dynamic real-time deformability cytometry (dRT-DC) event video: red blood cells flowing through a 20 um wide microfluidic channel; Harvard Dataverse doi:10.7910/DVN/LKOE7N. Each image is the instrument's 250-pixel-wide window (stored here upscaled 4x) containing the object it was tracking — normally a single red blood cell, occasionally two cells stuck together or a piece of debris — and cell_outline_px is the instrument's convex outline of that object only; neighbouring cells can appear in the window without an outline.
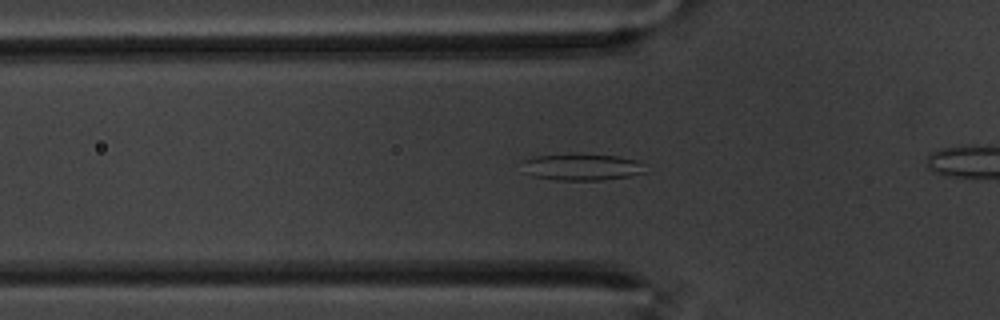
{"species": "common noctule bat (a hibernating species)", "species_latin": "Nyctalus noctula", "temperature_condition": "warm", "stored_images_in_passage": 33, "segment_of_instrument_passage": [1, 2], "camera_frame_rate_fps": 3000, "um_per_image_px": 0.085, "animal": {"sex": "male", "body_mass_g": 20.1, "forearm_length_mm": 53.5}, "frame": {"image": 1, "passage_image": 5, "time_ms": 1.333, "image_size_px": [1000, 320], "cell_outline_px": [[648, 172], [632, 176], [600, 180], [556, 180], [532, 176], [528, 172], [524, 160], [536, 156], [568, 152], [616, 156], [636, 160]], "centroid_in_image_um": [49.5, 14.18], "position_along_channel_um": 76.3, "area_um2": 19.25}}
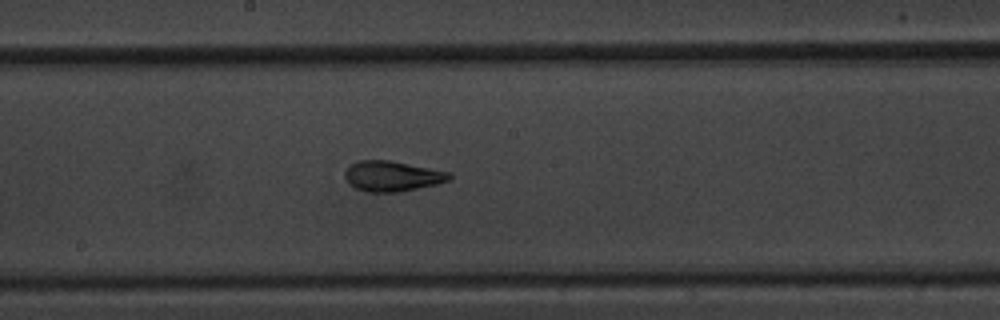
{"frame": {"image": 2, "passage_image": 17, "time_ms": 5.333, "image_size_px": [1000, 320], "cell_outline_px": [[452, 176], [448, 180], [436, 184], [400, 192], [368, 192], [356, 188], [348, 184], [344, 176], [344, 172], [352, 164], [360, 160], [392, 160], [452, 172]], "centroid_in_image_um": [33.35, 14.96], "position_along_channel_um": 214.9, "area_um2": 18.61}}
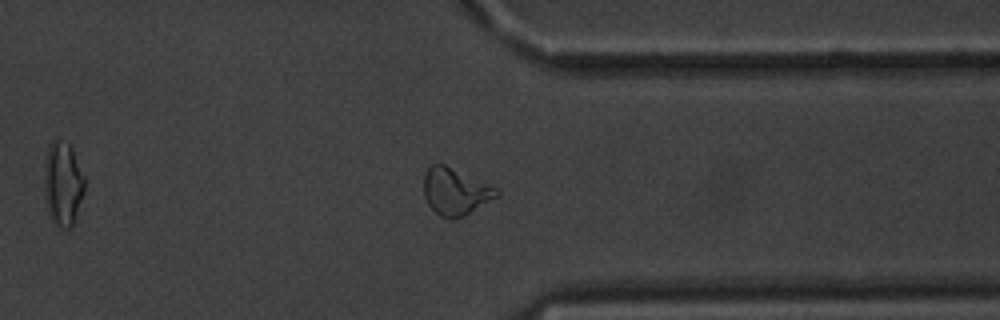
{"frame": {"image": 3, "passage_image": 31, "time_ms": 10.0, "image_size_px": [1000, 320], "cell_outline_px": [[500, 192], [496, 196], [464, 216], [440, 216], [428, 204], [424, 196], [424, 176], [428, 168], [432, 164], [444, 164], [488, 184], [496, 188]], "centroid_in_image_um": [38.67, 16.25], "position_along_channel_um": 372.7, "area_um2": 19.13}}